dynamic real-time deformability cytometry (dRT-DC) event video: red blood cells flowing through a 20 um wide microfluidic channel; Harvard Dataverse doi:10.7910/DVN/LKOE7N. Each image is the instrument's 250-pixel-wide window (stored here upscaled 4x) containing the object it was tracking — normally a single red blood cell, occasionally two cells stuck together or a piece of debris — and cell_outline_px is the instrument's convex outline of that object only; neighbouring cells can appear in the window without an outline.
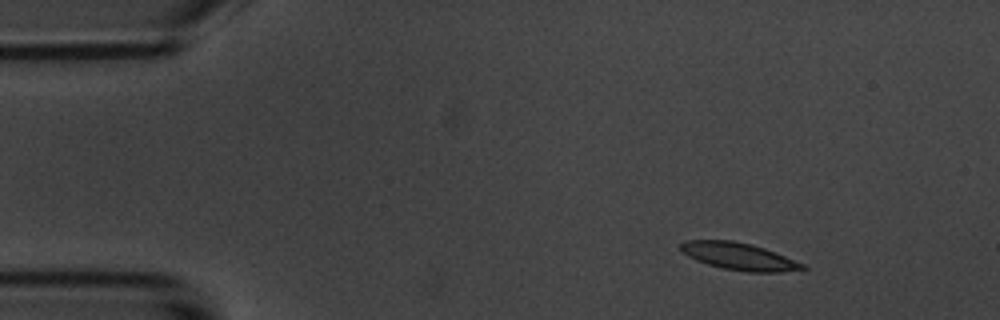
{"species": "common noctule bat (a hibernating species)", "species_latin": "Nyctalus noctula", "temperature_condition": "room temperature", "stored_images_in_passage": 3, "camera_frame_rate_fps": 3000, "um_per_image_px": 0.085, "animal": {"sex": "male", "body_mass_g": 20.1, "forearm_length_mm": 53.5}, "frame": {"image": 1, "passage_image": 1, "time_ms": 0.0, "image_size_px": [1000, 320], "cell_outline_px": [[808, 268], [780, 272], [748, 272], [724, 268], [708, 264], [696, 260], [680, 252], [680, 244], [684, 240], [732, 240], [752, 244], [776, 252], [804, 264]], "centroid_in_image_um": [62.78, 21.78], "position_along_channel_um": 22.2, "area_um2": 19.31}}